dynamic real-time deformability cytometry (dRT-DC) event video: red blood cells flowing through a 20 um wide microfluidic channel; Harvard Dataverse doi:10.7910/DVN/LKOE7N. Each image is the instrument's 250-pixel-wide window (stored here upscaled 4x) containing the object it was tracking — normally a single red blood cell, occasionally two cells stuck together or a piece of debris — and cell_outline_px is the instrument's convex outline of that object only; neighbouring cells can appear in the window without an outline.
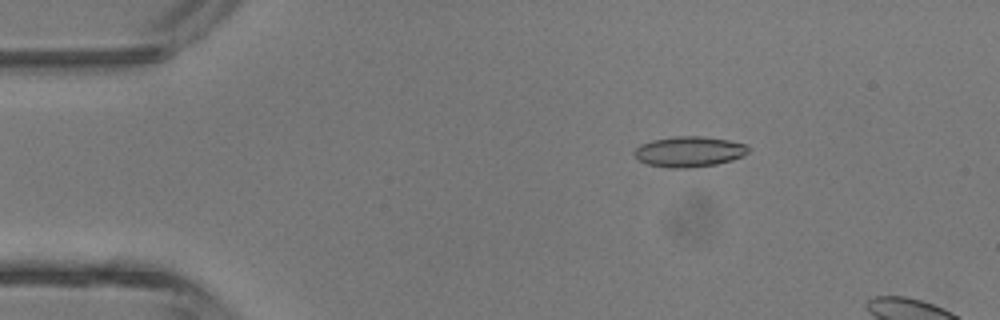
{"species": "common noctule bat (a hibernating species)", "species_latin": "Nyctalus noctula", "temperature_condition": "room temperature", "stored_images_in_passage": 4, "camera_frame_rate_fps": 3000, "um_per_image_px": 0.085, "animal": {"sex": "male", "body_mass_g": 13.3}, "frame": {"image": 1, "passage_image": 2, "time_ms": 1.0, "image_size_px": [1000, 320], "cell_outline_px": [[748, 152], [744, 156], [732, 160], [716, 164], [692, 168], [668, 168], [648, 164], [640, 160], [632, 152], [640, 144], [652, 140], [672, 136], [700, 136], [728, 140], [748, 144]], "centroid_in_image_um": [58.59, 12.89], "position_along_channel_um": 26.4, "area_um2": 20.4}}